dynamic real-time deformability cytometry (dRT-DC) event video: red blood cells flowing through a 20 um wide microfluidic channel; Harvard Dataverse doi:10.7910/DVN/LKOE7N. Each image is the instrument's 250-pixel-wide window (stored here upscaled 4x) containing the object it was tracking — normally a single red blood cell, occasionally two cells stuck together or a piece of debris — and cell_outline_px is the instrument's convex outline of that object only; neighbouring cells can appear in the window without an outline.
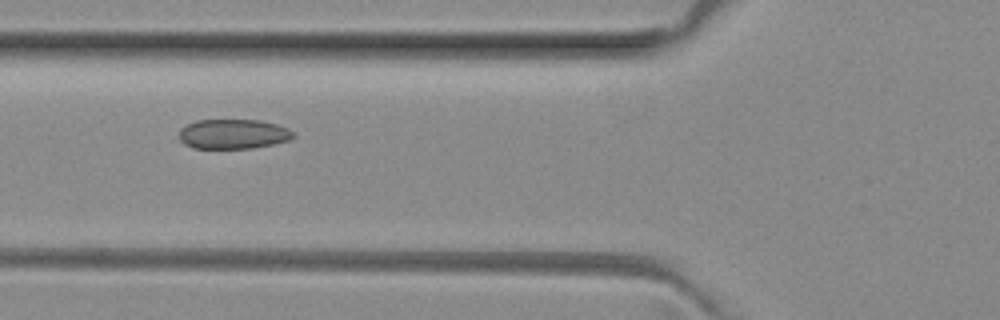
{"species": "common noctule bat (a hibernating species)", "species_latin": "Nyctalus noctula", "temperature_condition": "room temperature", "stored_images_in_passage": 8, "camera_frame_rate_fps": 3000, "um_per_image_px": 0.085, "animal": {"sex": "female", "body_mass_g": 29.2, "forearm_length_mm": 56.3}, "frame": {"image": 1, "passage_image": 6, "time_ms": 1.667, "image_size_px": [1000, 320], "cell_outline_px": [[296, 136], [288, 140], [272, 144], [252, 148], [192, 148], [184, 144], [180, 140], [180, 128], [184, 124], [196, 120], [260, 120], [276, 124], [288, 128], [296, 132]], "centroid_in_image_um": [19.82, 11.38], "position_along_channel_um": 106.0, "area_um2": 19.94}}
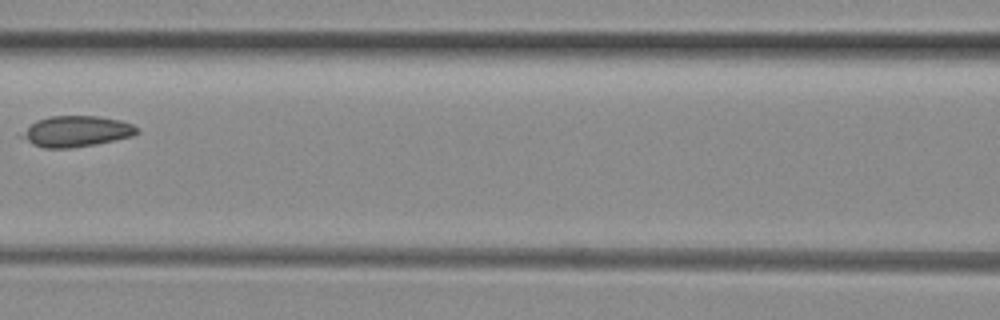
{"frame": {"image": 2, "passage_image": 7, "time_ms": 2.0, "image_size_px": [1000, 320], "cell_outline_px": [[140, 132], [132, 136], [116, 140], [96, 144], [68, 148], [44, 148], [32, 144], [20, 136], [36, 120], [48, 116], [96, 116], [120, 120], [132, 124], [140, 128]], "centroid_in_image_um": [6.54, 11.16], "position_along_channel_um": 160.1, "area_um2": 20.63}}
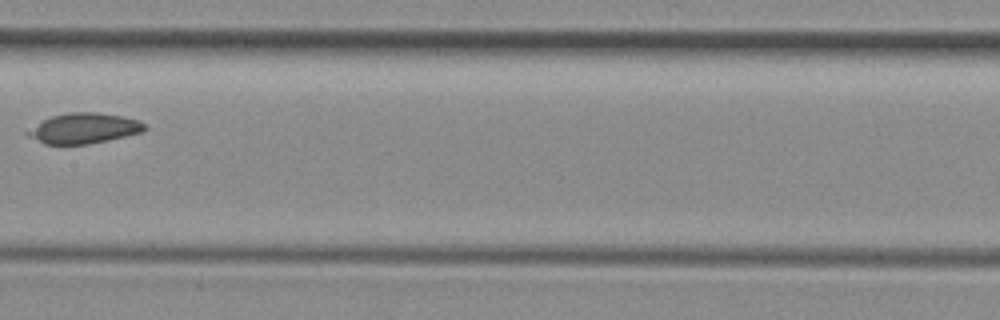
{"frame": {"image": 3, "passage_image": 8, "time_ms": 2.333, "image_size_px": [1000, 320], "cell_outline_px": [[148, 128], [144, 132], [108, 140], [88, 144], [44, 144], [24, 132], [44, 120], [52, 116], [68, 112], [96, 112], [120, 116], [140, 120], [148, 124]], "centroid_in_image_um": [7.21, 10.9], "position_along_channel_um": 200.2, "area_um2": 20.63}}